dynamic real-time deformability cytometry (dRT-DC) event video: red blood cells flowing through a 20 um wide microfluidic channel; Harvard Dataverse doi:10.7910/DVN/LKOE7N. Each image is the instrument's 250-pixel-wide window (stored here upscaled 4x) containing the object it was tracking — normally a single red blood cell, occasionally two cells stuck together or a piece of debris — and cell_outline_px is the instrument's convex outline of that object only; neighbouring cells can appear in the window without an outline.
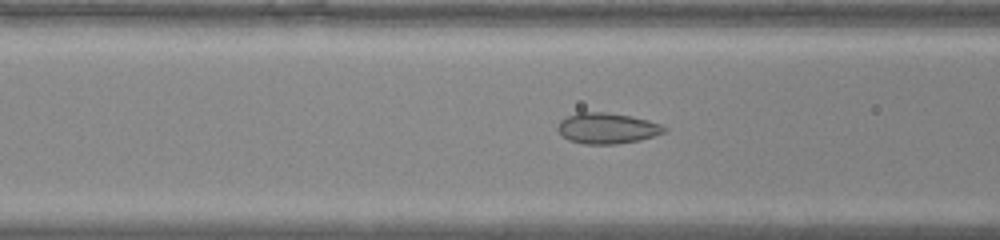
{"species": "common noctule bat (a hibernating species)", "species_latin": "Nyctalus noctula", "temperature_condition": "warm", "stored_images_in_passage": 44, "camera_frame_rate_fps": 3000, "um_per_image_px": 0.085, "animal": {"sex": "male", "body_mass_g": 20.0, "forearm_length_mm": 53.3}, "frame": {"image": 1, "passage_image": 17, "time_ms": 5.333, "image_size_px": [1000, 240], "cell_outline_px": [[668, 128], [664, 132], [640, 140], [616, 144], [584, 144], [568, 140], [556, 128], [560, 120], [576, 112], [604, 112], [632, 116], [648, 120], [660, 124]], "centroid_in_image_um": [51.59, 10.9], "position_along_channel_um": 115.0, "area_um2": 19.07}}
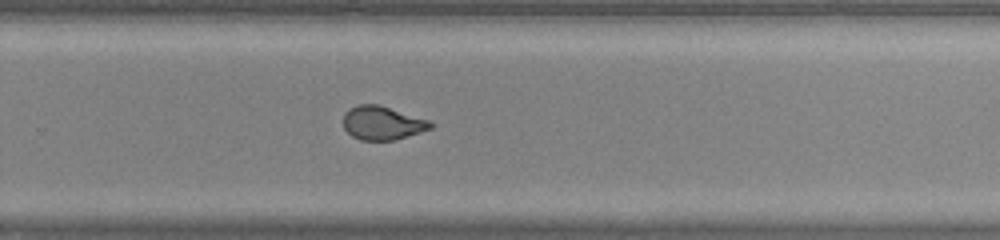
{"frame": {"image": 2, "passage_image": 29, "time_ms": 9.333, "image_size_px": [1000, 240], "cell_outline_px": [[432, 128], [396, 140], [360, 140], [352, 136], [344, 128], [344, 112], [348, 108], [356, 104], [380, 104], [428, 120], [432, 124]], "centroid_in_image_um": [32.46, 10.44], "position_along_channel_um": 297.3, "area_um2": 17.17}}
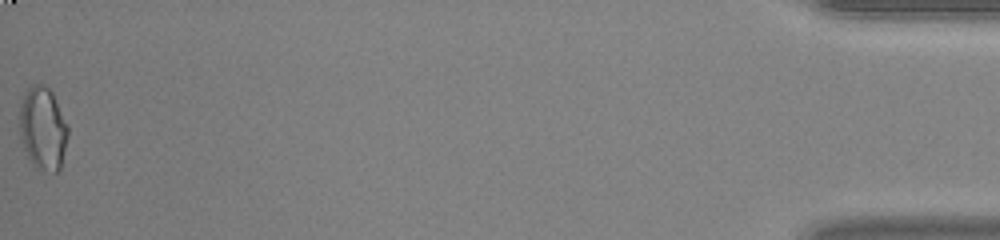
{"frame": {"image": 3, "passage_image": 44, "time_ms": 14.333, "image_size_px": [1000, 240], "cell_outline_px": [[68, 136], [60, 168], [56, 172], [52, 172], [36, 168], [32, 164], [24, 148], [20, 136], [20, 104], [28, 88], [32, 84], [44, 84], [52, 92], [68, 128]], "centroid_in_image_um": [3.64, 10.92], "position_along_channel_um": 431.6, "area_um2": 23.12}}